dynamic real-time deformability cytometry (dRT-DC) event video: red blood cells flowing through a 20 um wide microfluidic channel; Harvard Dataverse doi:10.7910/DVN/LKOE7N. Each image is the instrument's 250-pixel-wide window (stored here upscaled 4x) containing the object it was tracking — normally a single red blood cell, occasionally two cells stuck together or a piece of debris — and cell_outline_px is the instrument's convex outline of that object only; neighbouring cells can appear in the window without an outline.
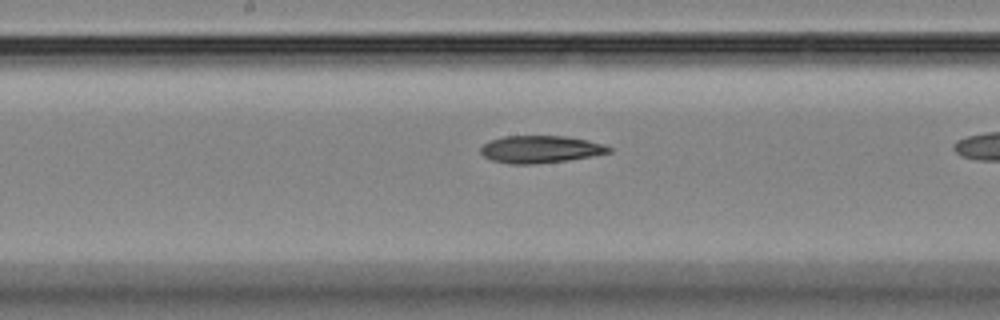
{"species": "Egyptian fruit bat (a non-hibernating species)", "species_latin": "Rousettus aegyptiacus", "temperature_condition": "room temperature", "stored_images_in_passage": 30, "camera_frame_rate_fps": 3000, "um_per_image_px": 0.085, "animal": {"sex": "female"}, "frame": {"image": 1, "passage_image": 22, "time_ms": 7.0, "image_size_px": [1000, 320], "cell_outline_px": [[612, 152], [592, 156], [568, 160], [536, 164], [508, 164], [492, 160], [484, 156], [480, 152], [480, 148], [484, 144], [492, 140], [504, 136], [564, 136], [588, 140], [604, 144], [612, 148]], "centroid_in_image_um": [45.96, 12.69], "position_along_channel_um": 202.2, "area_um2": 20.46}}